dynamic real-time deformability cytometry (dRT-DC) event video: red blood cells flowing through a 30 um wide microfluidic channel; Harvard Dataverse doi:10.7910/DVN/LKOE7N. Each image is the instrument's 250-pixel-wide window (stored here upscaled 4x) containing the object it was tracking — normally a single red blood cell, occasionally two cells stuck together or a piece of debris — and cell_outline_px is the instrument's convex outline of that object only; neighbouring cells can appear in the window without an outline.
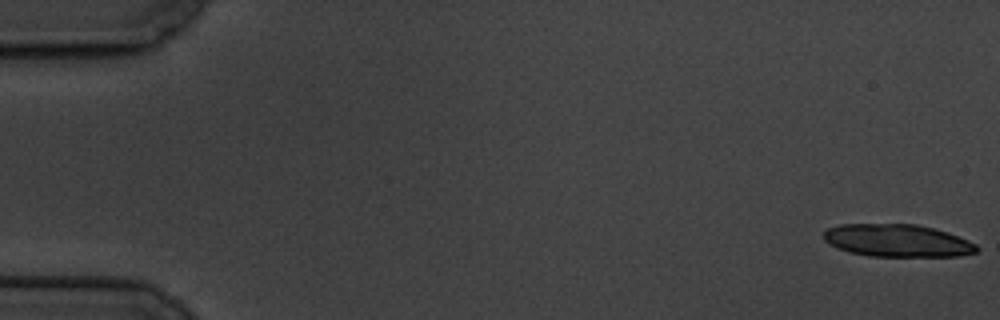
{"species": "common noctule bat (a hibernating species)", "species_latin": "Nyctalus noctula", "temperature_condition": "cold", "stored_images_in_passage": 6, "camera_frame_rate_fps": 3000, "um_per_image_px": 0.085, "animal": {"sex": "male", "body_mass_g": 19.5, "forearm_length_mm": 54.6}, "frame": {"image": 1, "passage_image": 1, "time_ms": 0.0, "image_size_px": [1000, 320], "cell_outline_px": [[980, 248], [976, 252], [960, 256], [868, 256], [848, 252], [836, 248], [824, 240], [824, 232], [828, 228], [840, 224], [916, 224], [948, 232], [968, 240], [976, 244]], "centroid_in_image_um": [76.27, 20.45], "position_along_channel_um": 8.7, "area_um2": 29.13}}